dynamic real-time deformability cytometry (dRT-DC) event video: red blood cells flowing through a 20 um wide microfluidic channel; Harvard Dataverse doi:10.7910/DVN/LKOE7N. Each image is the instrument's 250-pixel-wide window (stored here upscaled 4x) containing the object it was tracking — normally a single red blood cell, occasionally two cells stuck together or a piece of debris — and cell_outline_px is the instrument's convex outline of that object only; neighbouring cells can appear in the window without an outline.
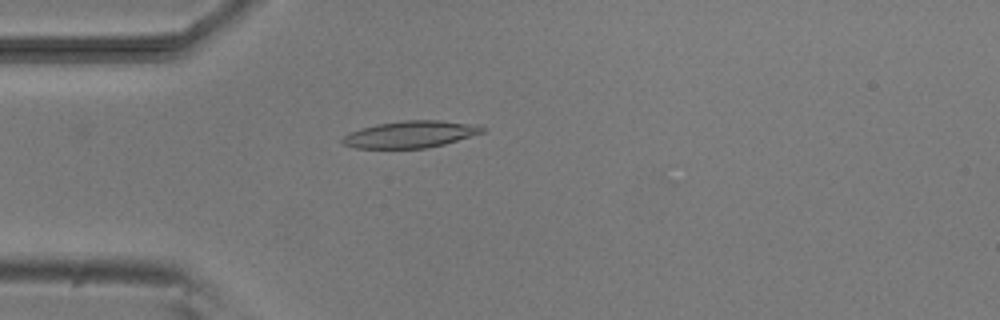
{"species": "common noctule bat (a hibernating species)", "species_latin": "Nyctalus noctula", "temperature_condition": "room temperature", "stored_images_in_passage": 4, "camera_frame_rate_fps": 3000, "um_per_image_px": 0.085, "animal": {"sex": "male", "body_mass_g": 20.5, "forearm_length_mm": 52.5}, "frame": {"image": 1, "passage_image": 4, "time_ms": 4.0, "image_size_px": [1000, 320], "cell_outline_px": [[488, 128], [484, 132], [444, 144], [428, 148], [356, 148], [344, 144], [340, 140], [348, 132], [360, 128], [376, 124], [404, 120], [440, 120], [476, 124]], "centroid_in_image_um": [34.9, 11.41], "position_along_channel_um": 50.1, "area_um2": 22.02}}